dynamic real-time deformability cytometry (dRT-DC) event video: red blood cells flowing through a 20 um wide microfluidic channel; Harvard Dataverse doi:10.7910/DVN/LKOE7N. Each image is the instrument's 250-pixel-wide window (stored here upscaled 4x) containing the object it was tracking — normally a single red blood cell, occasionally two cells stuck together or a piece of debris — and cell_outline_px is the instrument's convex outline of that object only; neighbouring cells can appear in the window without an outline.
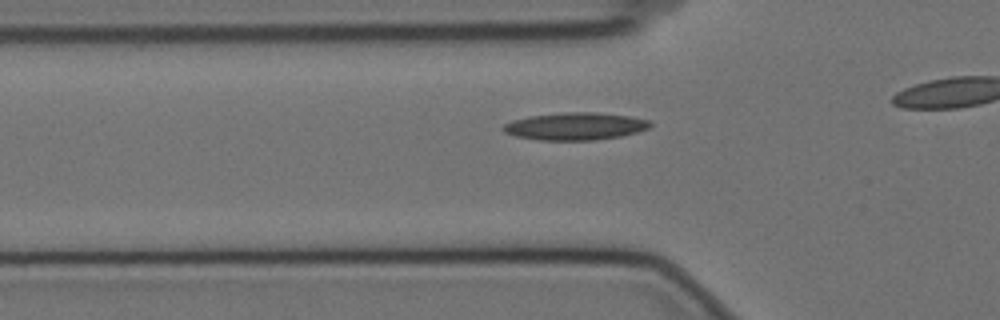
{"species": "Egyptian fruit bat (a non-hibernating species)", "species_latin": "Rousettus aegyptiacus", "temperature_condition": "cold", "stored_images_in_passage": 37, "camera_frame_rate_fps": 3000, "um_per_image_px": 0.085, "animal": {"sex": "female"}, "frame": {"image": 1, "passage_image": 10, "time_ms": 3.0, "image_size_px": [1000, 320], "cell_outline_px": [[652, 124], [648, 128], [636, 132], [620, 136], [592, 140], [540, 140], [516, 136], [504, 132], [500, 128], [504, 124], [512, 120], [528, 116], [564, 112], [596, 112], [628, 116], [648, 120]], "centroid_in_image_um": [48.84, 10.72], "position_along_channel_um": 77.0, "area_um2": 23.41}}
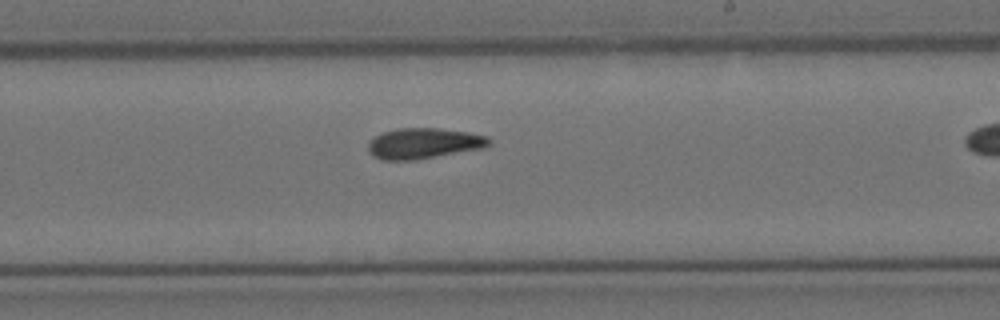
{"frame": {"image": 2, "passage_image": 25, "time_ms": 8.0, "image_size_px": [1000, 320], "cell_outline_px": [[492, 140], [484, 148], [416, 160], [380, 160], [372, 156], [368, 152], [368, 144], [376, 136], [384, 132], [396, 128], [440, 128], [468, 132], [488, 136]], "centroid_in_image_um": [36.02, 12.19], "position_along_channel_um": 253.0, "area_um2": 21.73}}
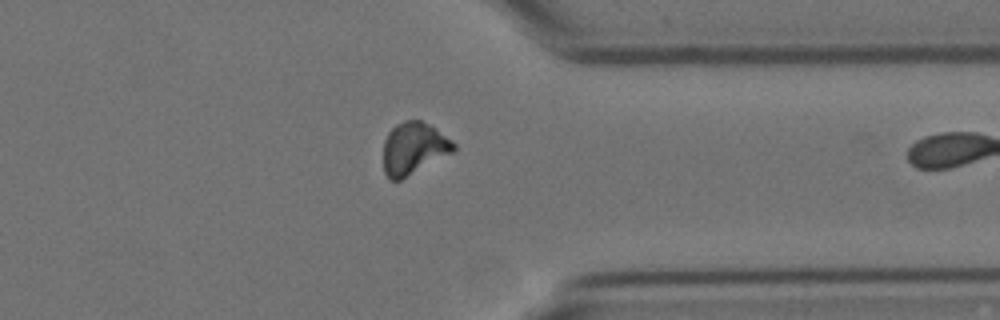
{"frame": {"image": 3, "passage_image": 36, "time_ms": 11.667, "image_size_px": [1000, 320], "cell_outline_px": [[456, 148], [452, 152], [400, 180], [388, 180], [384, 172], [384, 140], [388, 132], [396, 124], [404, 120], [420, 120], [428, 124], [452, 140], [456, 144]], "centroid_in_image_um": [35.13, 12.6], "position_along_channel_um": 376.3, "area_um2": 21.1}}